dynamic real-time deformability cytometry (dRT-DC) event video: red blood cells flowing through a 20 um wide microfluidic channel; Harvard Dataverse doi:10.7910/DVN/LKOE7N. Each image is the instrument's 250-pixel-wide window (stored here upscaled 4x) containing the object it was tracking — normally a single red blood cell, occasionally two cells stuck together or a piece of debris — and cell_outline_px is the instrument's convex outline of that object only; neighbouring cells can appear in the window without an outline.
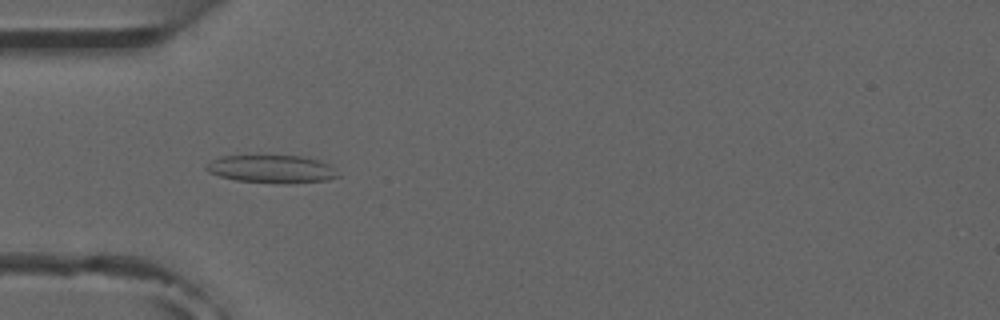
{"species": "common noctule bat (a hibernating species)", "species_latin": "Nyctalus noctula", "temperature_condition": "room temperature", "stored_images_in_passage": 5, "camera_frame_rate_fps": 3000, "um_per_image_px": 0.085, "animal": {"sex": "male", "forearm_length_mm": 52.5}, "frame": {"image": 1, "passage_image": 5, "time_ms": 4.667, "image_size_px": [1000, 320], "cell_outline_px": [[340, 176], [328, 180], [292, 184], [288, 184], [236, 180], [220, 176], [208, 172], [204, 168], [212, 160], [220, 156], [300, 156], [320, 160], [328, 164]], "centroid_in_image_um": [23.11, 14.38], "position_along_channel_um": 61.9, "area_um2": 21.33}}